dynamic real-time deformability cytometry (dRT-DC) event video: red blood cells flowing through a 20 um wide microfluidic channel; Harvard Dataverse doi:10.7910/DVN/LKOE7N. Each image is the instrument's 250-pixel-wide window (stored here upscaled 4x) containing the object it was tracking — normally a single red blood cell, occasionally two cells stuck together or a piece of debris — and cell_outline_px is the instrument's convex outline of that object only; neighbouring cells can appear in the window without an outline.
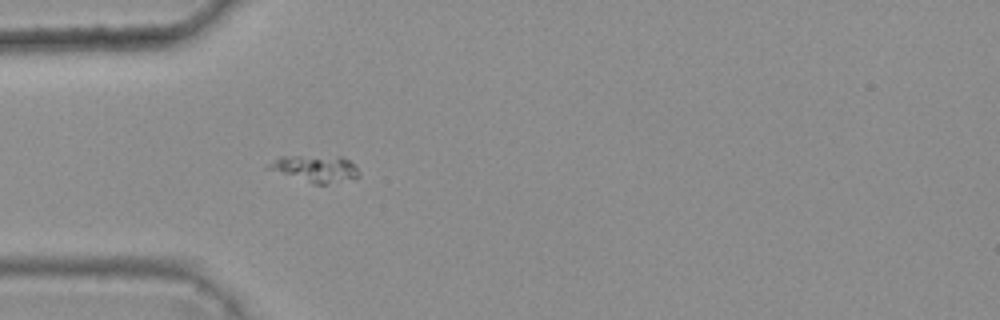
{"species": "common noctule bat (a hibernating species)", "species_latin": "Nyctalus noctula", "temperature_condition": "warm", "stored_images_in_passage": 1, "camera_frame_rate_fps": 3000, "um_per_image_px": 0.085, "animal": {"sex": "female", "body_mass_g": 25.1}, "frame": {"image": 1, "passage_image": 1, "time_ms": 0.0, "image_size_px": [1000, 320], "cell_outline_px": [[360, 176], [324, 184], [312, 184], [264, 168], [268, 164], [280, 156], [344, 156], [360, 172]], "centroid_in_image_um": [26.76, 14.32], "position_along_channel_um": 58.2, "area_um2": 14.05}}